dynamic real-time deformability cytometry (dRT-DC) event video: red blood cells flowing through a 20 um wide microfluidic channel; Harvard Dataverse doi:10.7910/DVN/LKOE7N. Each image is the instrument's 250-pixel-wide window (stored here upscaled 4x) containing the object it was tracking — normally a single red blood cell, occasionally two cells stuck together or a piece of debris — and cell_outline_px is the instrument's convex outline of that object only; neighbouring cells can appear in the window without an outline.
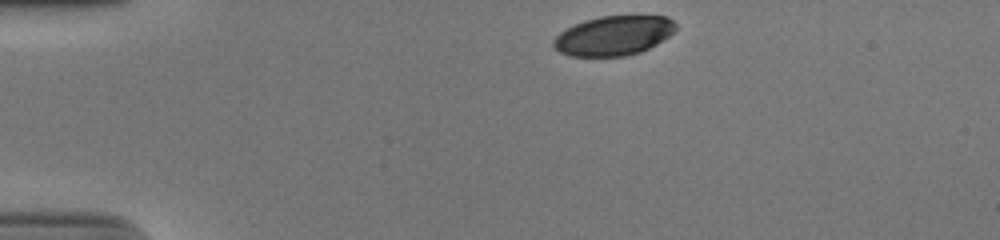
{"species": "human", "species_latin": "Homo sapiens", "temperature_condition": "cold", "stored_images_in_passage": 35, "camera_frame_rate_fps": 3000, "um_per_image_px": 0.085, "donor": {"sex": "male"}, "frame": {"image": 1, "passage_image": 1, "time_ms": 0.0, "image_size_px": [1000, 240], "cell_outline_px": [[676, 32], [656, 44], [640, 52], [628, 56], [568, 56], [552, 48], [552, 40], [560, 32], [584, 20], [600, 16], [668, 16], [676, 24]], "centroid_in_image_um": [52.15, 3.03], "position_along_channel_um": 32.8, "area_um2": 28.32}}
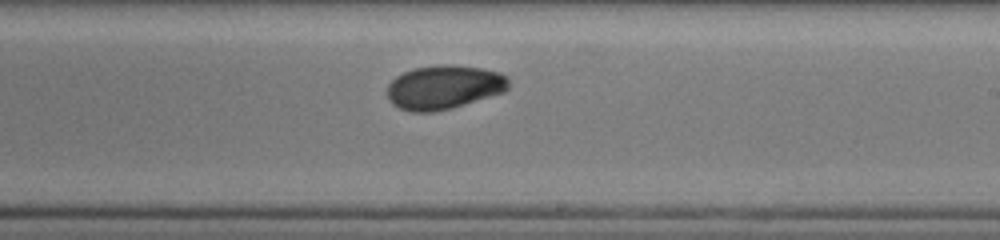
{"frame": {"image": 2, "passage_image": 23, "time_ms": 7.333, "image_size_px": [1000, 240], "cell_outline_px": [[508, 88], [504, 92], [448, 108], [432, 112], [412, 112], [400, 108], [392, 104], [388, 100], [388, 84], [396, 76], [412, 68], [440, 64], [448, 64], [484, 68], [500, 72], [508, 76]], "centroid_in_image_um": [37.72, 7.39], "position_along_channel_um": 251.3, "area_um2": 31.04}}
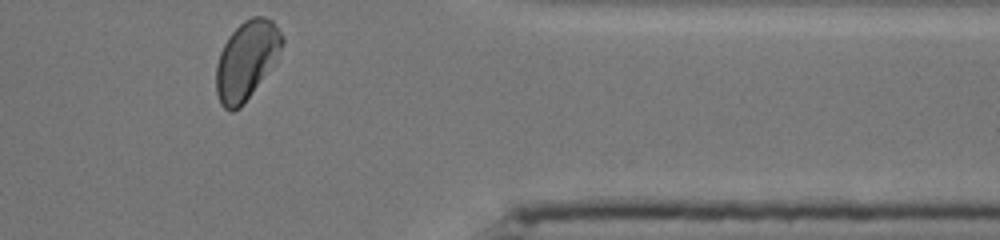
{"frame": {"image": 3, "passage_image": 35, "time_ms": 11.333, "image_size_px": [1000, 240], "cell_outline_px": [[284, 40], [276, 64], [240, 108], [232, 112], [228, 112], [220, 104], [216, 92], [216, 64], [220, 52], [228, 36], [244, 20], [252, 16], [264, 16], [272, 20], [280, 32]], "centroid_in_image_um": [20.96, 5.14], "position_along_channel_um": 390.4, "area_um2": 30.58}, "authors_computed_cell_mechanics": {"area_um2": 30.9808, "velocity_mm_per_s": 3.8402, "shape_relaxation_time_tau1_ms": 3.452, "shape_relaxation_time_tau2_ms": 1.7364, "deformation_change_tau1": 0.1266, "deformation_change_tau2": 0.0369}}